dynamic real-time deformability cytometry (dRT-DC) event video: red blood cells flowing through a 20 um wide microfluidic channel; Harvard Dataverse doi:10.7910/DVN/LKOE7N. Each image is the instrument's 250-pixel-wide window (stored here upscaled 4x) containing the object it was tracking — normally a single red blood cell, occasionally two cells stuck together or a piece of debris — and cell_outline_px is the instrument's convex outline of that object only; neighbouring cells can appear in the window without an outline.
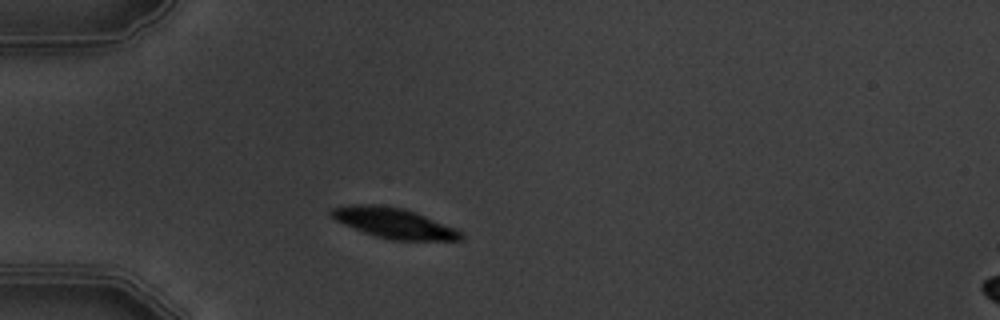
{"species": "common noctule bat (a hibernating species)", "species_latin": "Nyctalus noctula", "temperature_condition": "warm", "stored_images_in_passage": 1, "camera_frame_rate_fps": 3000, "um_per_image_px": 0.085, "animal": {"sex": "male", "body_mass_g": 19.5, "forearm_length_mm": 54.6}, "frame": {"image": 1, "passage_image": 1, "time_ms": 0.0, "image_size_px": [1000, 320], "cell_outline_px": [[464, 240], [388, 240], [364, 232], [344, 224], [336, 220], [328, 212], [332, 208], [352, 204], [376, 204], [404, 208], [456, 228], [464, 232]], "centroid_in_image_um": [33.51, 18.96], "position_along_channel_um": 51.5, "area_um2": 22.89}}